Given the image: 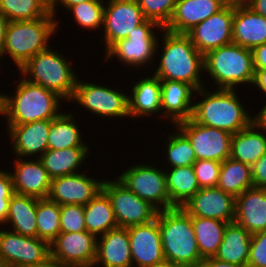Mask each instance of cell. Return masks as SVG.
Listing matches in <instances>:
<instances>
[{
    "instance_id": "cell-13",
    "label": "cell",
    "mask_w": 266,
    "mask_h": 267,
    "mask_svg": "<svg viewBox=\"0 0 266 267\" xmlns=\"http://www.w3.org/2000/svg\"><path fill=\"white\" fill-rule=\"evenodd\" d=\"M145 20L136 0H105L100 32L104 34L101 36V45L105 48L102 51L106 52L115 42L126 39Z\"/></svg>"
},
{
    "instance_id": "cell-41",
    "label": "cell",
    "mask_w": 266,
    "mask_h": 267,
    "mask_svg": "<svg viewBox=\"0 0 266 267\" xmlns=\"http://www.w3.org/2000/svg\"><path fill=\"white\" fill-rule=\"evenodd\" d=\"M146 20L156 22L165 28L170 22L176 0H136Z\"/></svg>"
},
{
    "instance_id": "cell-17",
    "label": "cell",
    "mask_w": 266,
    "mask_h": 267,
    "mask_svg": "<svg viewBox=\"0 0 266 267\" xmlns=\"http://www.w3.org/2000/svg\"><path fill=\"white\" fill-rule=\"evenodd\" d=\"M86 173V174H85ZM103 179L90 176L86 171L51 179L48 199L58 203L86 205L101 190Z\"/></svg>"
},
{
    "instance_id": "cell-37",
    "label": "cell",
    "mask_w": 266,
    "mask_h": 267,
    "mask_svg": "<svg viewBox=\"0 0 266 267\" xmlns=\"http://www.w3.org/2000/svg\"><path fill=\"white\" fill-rule=\"evenodd\" d=\"M171 128H173L172 133H167L164 137L167 141L165 144L162 143L165 150V153L162 154V159L165 158L163 164L165 166L167 164L165 168L193 165L197 159L190 141L177 127L173 126Z\"/></svg>"
},
{
    "instance_id": "cell-15",
    "label": "cell",
    "mask_w": 266,
    "mask_h": 267,
    "mask_svg": "<svg viewBox=\"0 0 266 267\" xmlns=\"http://www.w3.org/2000/svg\"><path fill=\"white\" fill-rule=\"evenodd\" d=\"M97 237L86 231L60 233L50 243V258L60 267H93Z\"/></svg>"
},
{
    "instance_id": "cell-44",
    "label": "cell",
    "mask_w": 266,
    "mask_h": 267,
    "mask_svg": "<svg viewBox=\"0 0 266 267\" xmlns=\"http://www.w3.org/2000/svg\"><path fill=\"white\" fill-rule=\"evenodd\" d=\"M247 267H266V230L251 235Z\"/></svg>"
},
{
    "instance_id": "cell-14",
    "label": "cell",
    "mask_w": 266,
    "mask_h": 267,
    "mask_svg": "<svg viewBox=\"0 0 266 267\" xmlns=\"http://www.w3.org/2000/svg\"><path fill=\"white\" fill-rule=\"evenodd\" d=\"M190 141L197 160L223 162L231 155L232 134L200 125L192 118L175 125Z\"/></svg>"
},
{
    "instance_id": "cell-8",
    "label": "cell",
    "mask_w": 266,
    "mask_h": 267,
    "mask_svg": "<svg viewBox=\"0 0 266 267\" xmlns=\"http://www.w3.org/2000/svg\"><path fill=\"white\" fill-rule=\"evenodd\" d=\"M164 28L151 20H145L142 24L134 29L126 39L115 42L104 54L102 58L104 62H109L112 59L118 60L125 68L142 70L154 65L156 58V46L159 33ZM159 30V31H158ZM156 32V33H155ZM146 65H149L146 67Z\"/></svg>"
},
{
    "instance_id": "cell-42",
    "label": "cell",
    "mask_w": 266,
    "mask_h": 267,
    "mask_svg": "<svg viewBox=\"0 0 266 267\" xmlns=\"http://www.w3.org/2000/svg\"><path fill=\"white\" fill-rule=\"evenodd\" d=\"M60 228L61 233L86 231L84 205H60Z\"/></svg>"
},
{
    "instance_id": "cell-25",
    "label": "cell",
    "mask_w": 266,
    "mask_h": 267,
    "mask_svg": "<svg viewBox=\"0 0 266 267\" xmlns=\"http://www.w3.org/2000/svg\"><path fill=\"white\" fill-rule=\"evenodd\" d=\"M232 43L251 50L266 43V17L255 13L242 0H234Z\"/></svg>"
},
{
    "instance_id": "cell-27",
    "label": "cell",
    "mask_w": 266,
    "mask_h": 267,
    "mask_svg": "<svg viewBox=\"0 0 266 267\" xmlns=\"http://www.w3.org/2000/svg\"><path fill=\"white\" fill-rule=\"evenodd\" d=\"M234 222L251 235L266 230V189L252 187L236 197Z\"/></svg>"
},
{
    "instance_id": "cell-57",
    "label": "cell",
    "mask_w": 266,
    "mask_h": 267,
    "mask_svg": "<svg viewBox=\"0 0 266 267\" xmlns=\"http://www.w3.org/2000/svg\"><path fill=\"white\" fill-rule=\"evenodd\" d=\"M2 100H3V92L0 91V116H2Z\"/></svg>"
},
{
    "instance_id": "cell-38",
    "label": "cell",
    "mask_w": 266,
    "mask_h": 267,
    "mask_svg": "<svg viewBox=\"0 0 266 267\" xmlns=\"http://www.w3.org/2000/svg\"><path fill=\"white\" fill-rule=\"evenodd\" d=\"M0 13L9 22L53 16L50 13V0H0Z\"/></svg>"
},
{
    "instance_id": "cell-7",
    "label": "cell",
    "mask_w": 266,
    "mask_h": 267,
    "mask_svg": "<svg viewBox=\"0 0 266 267\" xmlns=\"http://www.w3.org/2000/svg\"><path fill=\"white\" fill-rule=\"evenodd\" d=\"M68 58L63 52L49 46L33 56L18 71L27 81L55 92L69 103L79 76Z\"/></svg>"
},
{
    "instance_id": "cell-34",
    "label": "cell",
    "mask_w": 266,
    "mask_h": 267,
    "mask_svg": "<svg viewBox=\"0 0 266 267\" xmlns=\"http://www.w3.org/2000/svg\"><path fill=\"white\" fill-rule=\"evenodd\" d=\"M84 217L87 231L96 237L118 227L110 200L102 190L84 205Z\"/></svg>"
},
{
    "instance_id": "cell-32",
    "label": "cell",
    "mask_w": 266,
    "mask_h": 267,
    "mask_svg": "<svg viewBox=\"0 0 266 267\" xmlns=\"http://www.w3.org/2000/svg\"><path fill=\"white\" fill-rule=\"evenodd\" d=\"M76 116L78 115H74L73 112L63 111L58 117L51 120L47 142L48 149L89 147L87 141L84 140Z\"/></svg>"
},
{
    "instance_id": "cell-16",
    "label": "cell",
    "mask_w": 266,
    "mask_h": 267,
    "mask_svg": "<svg viewBox=\"0 0 266 267\" xmlns=\"http://www.w3.org/2000/svg\"><path fill=\"white\" fill-rule=\"evenodd\" d=\"M234 1L196 25L187 35L203 55L232 43Z\"/></svg>"
},
{
    "instance_id": "cell-5",
    "label": "cell",
    "mask_w": 266,
    "mask_h": 267,
    "mask_svg": "<svg viewBox=\"0 0 266 267\" xmlns=\"http://www.w3.org/2000/svg\"><path fill=\"white\" fill-rule=\"evenodd\" d=\"M58 33L57 19L54 16L8 22L0 62L7 56L19 70L33 56L51 46L50 40Z\"/></svg>"
},
{
    "instance_id": "cell-19",
    "label": "cell",
    "mask_w": 266,
    "mask_h": 267,
    "mask_svg": "<svg viewBox=\"0 0 266 267\" xmlns=\"http://www.w3.org/2000/svg\"><path fill=\"white\" fill-rule=\"evenodd\" d=\"M236 198L218 187L199 189L182 208L190 215L201 218L234 222Z\"/></svg>"
},
{
    "instance_id": "cell-50",
    "label": "cell",
    "mask_w": 266,
    "mask_h": 267,
    "mask_svg": "<svg viewBox=\"0 0 266 267\" xmlns=\"http://www.w3.org/2000/svg\"><path fill=\"white\" fill-rule=\"evenodd\" d=\"M196 267H240L239 265L218 260L215 257L203 258Z\"/></svg>"
},
{
    "instance_id": "cell-33",
    "label": "cell",
    "mask_w": 266,
    "mask_h": 267,
    "mask_svg": "<svg viewBox=\"0 0 266 267\" xmlns=\"http://www.w3.org/2000/svg\"><path fill=\"white\" fill-rule=\"evenodd\" d=\"M164 169L170 202L182 207L200 189L193 165Z\"/></svg>"
},
{
    "instance_id": "cell-22",
    "label": "cell",
    "mask_w": 266,
    "mask_h": 267,
    "mask_svg": "<svg viewBox=\"0 0 266 267\" xmlns=\"http://www.w3.org/2000/svg\"><path fill=\"white\" fill-rule=\"evenodd\" d=\"M160 81L162 120L175 126L192 118L196 90L187 83L174 80Z\"/></svg>"
},
{
    "instance_id": "cell-55",
    "label": "cell",
    "mask_w": 266,
    "mask_h": 267,
    "mask_svg": "<svg viewBox=\"0 0 266 267\" xmlns=\"http://www.w3.org/2000/svg\"><path fill=\"white\" fill-rule=\"evenodd\" d=\"M26 267H60L52 258L40 265L26 266Z\"/></svg>"
},
{
    "instance_id": "cell-45",
    "label": "cell",
    "mask_w": 266,
    "mask_h": 267,
    "mask_svg": "<svg viewBox=\"0 0 266 267\" xmlns=\"http://www.w3.org/2000/svg\"><path fill=\"white\" fill-rule=\"evenodd\" d=\"M252 181L255 188L266 189V153L252 166Z\"/></svg>"
},
{
    "instance_id": "cell-51",
    "label": "cell",
    "mask_w": 266,
    "mask_h": 267,
    "mask_svg": "<svg viewBox=\"0 0 266 267\" xmlns=\"http://www.w3.org/2000/svg\"><path fill=\"white\" fill-rule=\"evenodd\" d=\"M255 13L266 17V0H242Z\"/></svg>"
},
{
    "instance_id": "cell-43",
    "label": "cell",
    "mask_w": 266,
    "mask_h": 267,
    "mask_svg": "<svg viewBox=\"0 0 266 267\" xmlns=\"http://www.w3.org/2000/svg\"><path fill=\"white\" fill-rule=\"evenodd\" d=\"M222 162L196 160L193 164L198 185L201 188L217 187Z\"/></svg>"
},
{
    "instance_id": "cell-4",
    "label": "cell",
    "mask_w": 266,
    "mask_h": 267,
    "mask_svg": "<svg viewBox=\"0 0 266 267\" xmlns=\"http://www.w3.org/2000/svg\"><path fill=\"white\" fill-rule=\"evenodd\" d=\"M164 258L178 267H196L203 258L199 253L192 216L182 207L158 211Z\"/></svg>"
},
{
    "instance_id": "cell-18",
    "label": "cell",
    "mask_w": 266,
    "mask_h": 267,
    "mask_svg": "<svg viewBox=\"0 0 266 267\" xmlns=\"http://www.w3.org/2000/svg\"><path fill=\"white\" fill-rule=\"evenodd\" d=\"M133 267H154L165 260L158 214L153 221L128 227Z\"/></svg>"
},
{
    "instance_id": "cell-20",
    "label": "cell",
    "mask_w": 266,
    "mask_h": 267,
    "mask_svg": "<svg viewBox=\"0 0 266 267\" xmlns=\"http://www.w3.org/2000/svg\"><path fill=\"white\" fill-rule=\"evenodd\" d=\"M51 120L29 122L22 125H6L12 147L11 155L21 158H40L48 149ZM38 155V156H37Z\"/></svg>"
},
{
    "instance_id": "cell-35",
    "label": "cell",
    "mask_w": 266,
    "mask_h": 267,
    "mask_svg": "<svg viewBox=\"0 0 266 267\" xmlns=\"http://www.w3.org/2000/svg\"><path fill=\"white\" fill-rule=\"evenodd\" d=\"M217 187L235 198L253 186L252 167L232 159L224 160L221 164Z\"/></svg>"
},
{
    "instance_id": "cell-1",
    "label": "cell",
    "mask_w": 266,
    "mask_h": 267,
    "mask_svg": "<svg viewBox=\"0 0 266 267\" xmlns=\"http://www.w3.org/2000/svg\"><path fill=\"white\" fill-rule=\"evenodd\" d=\"M159 35L162 41L158 39L156 55L159 54L160 58L156 59L160 60L154 62L158 65L152 70L153 74L160 80L187 83L195 90L205 87L207 84L202 80L205 75L204 55L196 49L191 38L187 34H177L165 29Z\"/></svg>"
},
{
    "instance_id": "cell-21",
    "label": "cell",
    "mask_w": 266,
    "mask_h": 267,
    "mask_svg": "<svg viewBox=\"0 0 266 267\" xmlns=\"http://www.w3.org/2000/svg\"><path fill=\"white\" fill-rule=\"evenodd\" d=\"M10 170L14 192L39 199L47 198L51 178L39 158L15 157ZM13 170V171H12Z\"/></svg>"
},
{
    "instance_id": "cell-23",
    "label": "cell",
    "mask_w": 266,
    "mask_h": 267,
    "mask_svg": "<svg viewBox=\"0 0 266 267\" xmlns=\"http://www.w3.org/2000/svg\"><path fill=\"white\" fill-rule=\"evenodd\" d=\"M150 73V75H148ZM131 85L128 95V111L132 119H142L143 117L162 118L161 110V81L151 72L143 74ZM138 80V81H137ZM131 92V94H130Z\"/></svg>"
},
{
    "instance_id": "cell-28",
    "label": "cell",
    "mask_w": 266,
    "mask_h": 267,
    "mask_svg": "<svg viewBox=\"0 0 266 267\" xmlns=\"http://www.w3.org/2000/svg\"><path fill=\"white\" fill-rule=\"evenodd\" d=\"M91 147L47 149L39 158L51 179L82 171V165L91 156ZM90 156H89V155ZM82 168V169H81Z\"/></svg>"
},
{
    "instance_id": "cell-10",
    "label": "cell",
    "mask_w": 266,
    "mask_h": 267,
    "mask_svg": "<svg viewBox=\"0 0 266 267\" xmlns=\"http://www.w3.org/2000/svg\"><path fill=\"white\" fill-rule=\"evenodd\" d=\"M147 163L149 164L144 161V163L129 165L124 171L121 170L122 173L120 171L117 179L158 211L174 208L166 187L164 167L152 166L151 162Z\"/></svg>"
},
{
    "instance_id": "cell-54",
    "label": "cell",
    "mask_w": 266,
    "mask_h": 267,
    "mask_svg": "<svg viewBox=\"0 0 266 267\" xmlns=\"http://www.w3.org/2000/svg\"><path fill=\"white\" fill-rule=\"evenodd\" d=\"M9 200L0 201V226H3L6 222L8 215Z\"/></svg>"
},
{
    "instance_id": "cell-11",
    "label": "cell",
    "mask_w": 266,
    "mask_h": 267,
    "mask_svg": "<svg viewBox=\"0 0 266 267\" xmlns=\"http://www.w3.org/2000/svg\"><path fill=\"white\" fill-rule=\"evenodd\" d=\"M102 191L108 196L118 227L128 228L156 219L158 210L138 197L117 178L104 179Z\"/></svg>"
},
{
    "instance_id": "cell-46",
    "label": "cell",
    "mask_w": 266,
    "mask_h": 267,
    "mask_svg": "<svg viewBox=\"0 0 266 267\" xmlns=\"http://www.w3.org/2000/svg\"><path fill=\"white\" fill-rule=\"evenodd\" d=\"M13 180L10 171L0 168V201L10 200L14 194Z\"/></svg>"
},
{
    "instance_id": "cell-40",
    "label": "cell",
    "mask_w": 266,
    "mask_h": 267,
    "mask_svg": "<svg viewBox=\"0 0 266 267\" xmlns=\"http://www.w3.org/2000/svg\"><path fill=\"white\" fill-rule=\"evenodd\" d=\"M105 0H90L74 6L67 11L72 15L74 23L84 30L98 31L103 28Z\"/></svg>"
},
{
    "instance_id": "cell-24",
    "label": "cell",
    "mask_w": 266,
    "mask_h": 267,
    "mask_svg": "<svg viewBox=\"0 0 266 267\" xmlns=\"http://www.w3.org/2000/svg\"><path fill=\"white\" fill-rule=\"evenodd\" d=\"M233 1L234 0H176L173 16L164 29L177 34H187L196 25Z\"/></svg>"
},
{
    "instance_id": "cell-53",
    "label": "cell",
    "mask_w": 266,
    "mask_h": 267,
    "mask_svg": "<svg viewBox=\"0 0 266 267\" xmlns=\"http://www.w3.org/2000/svg\"><path fill=\"white\" fill-rule=\"evenodd\" d=\"M8 19L0 13V55L4 48V42L6 37V30L8 27Z\"/></svg>"
},
{
    "instance_id": "cell-49",
    "label": "cell",
    "mask_w": 266,
    "mask_h": 267,
    "mask_svg": "<svg viewBox=\"0 0 266 267\" xmlns=\"http://www.w3.org/2000/svg\"><path fill=\"white\" fill-rule=\"evenodd\" d=\"M252 85L251 87H256L255 90L258 89V91H261L259 93L266 96V69L255 70Z\"/></svg>"
},
{
    "instance_id": "cell-6",
    "label": "cell",
    "mask_w": 266,
    "mask_h": 267,
    "mask_svg": "<svg viewBox=\"0 0 266 267\" xmlns=\"http://www.w3.org/2000/svg\"><path fill=\"white\" fill-rule=\"evenodd\" d=\"M204 72L213 88H249L255 73L252 50L235 43L210 50L204 55Z\"/></svg>"
},
{
    "instance_id": "cell-3",
    "label": "cell",
    "mask_w": 266,
    "mask_h": 267,
    "mask_svg": "<svg viewBox=\"0 0 266 267\" xmlns=\"http://www.w3.org/2000/svg\"><path fill=\"white\" fill-rule=\"evenodd\" d=\"M19 78L15 83L14 94L3 93L2 116L6 119H3L5 124L22 125L52 120L64 111L62 102L65 100L58 94L27 81L21 75Z\"/></svg>"
},
{
    "instance_id": "cell-39",
    "label": "cell",
    "mask_w": 266,
    "mask_h": 267,
    "mask_svg": "<svg viewBox=\"0 0 266 267\" xmlns=\"http://www.w3.org/2000/svg\"><path fill=\"white\" fill-rule=\"evenodd\" d=\"M36 223L37 237L50 244L61 233L60 205L48 198L38 199Z\"/></svg>"
},
{
    "instance_id": "cell-2",
    "label": "cell",
    "mask_w": 266,
    "mask_h": 267,
    "mask_svg": "<svg viewBox=\"0 0 266 267\" xmlns=\"http://www.w3.org/2000/svg\"><path fill=\"white\" fill-rule=\"evenodd\" d=\"M196 90L192 119L200 125L234 134L253 122V114L243 105L237 89ZM199 95V96H198ZM199 97V99L197 97Z\"/></svg>"
},
{
    "instance_id": "cell-31",
    "label": "cell",
    "mask_w": 266,
    "mask_h": 267,
    "mask_svg": "<svg viewBox=\"0 0 266 267\" xmlns=\"http://www.w3.org/2000/svg\"><path fill=\"white\" fill-rule=\"evenodd\" d=\"M251 234L236 222L228 223L223 240L215 258L218 260L247 267Z\"/></svg>"
},
{
    "instance_id": "cell-30",
    "label": "cell",
    "mask_w": 266,
    "mask_h": 267,
    "mask_svg": "<svg viewBox=\"0 0 266 267\" xmlns=\"http://www.w3.org/2000/svg\"><path fill=\"white\" fill-rule=\"evenodd\" d=\"M38 199L14 193L9 200L8 215L3 227L23 236L37 237L36 209Z\"/></svg>"
},
{
    "instance_id": "cell-56",
    "label": "cell",
    "mask_w": 266,
    "mask_h": 267,
    "mask_svg": "<svg viewBox=\"0 0 266 267\" xmlns=\"http://www.w3.org/2000/svg\"><path fill=\"white\" fill-rule=\"evenodd\" d=\"M154 267H178V266L173 264L170 261L164 260V261L156 264Z\"/></svg>"
},
{
    "instance_id": "cell-52",
    "label": "cell",
    "mask_w": 266,
    "mask_h": 267,
    "mask_svg": "<svg viewBox=\"0 0 266 267\" xmlns=\"http://www.w3.org/2000/svg\"><path fill=\"white\" fill-rule=\"evenodd\" d=\"M266 103V102H265ZM259 112L253 113V121L266 132V104L261 109H257Z\"/></svg>"
},
{
    "instance_id": "cell-48",
    "label": "cell",
    "mask_w": 266,
    "mask_h": 267,
    "mask_svg": "<svg viewBox=\"0 0 266 267\" xmlns=\"http://www.w3.org/2000/svg\"><path fill=\"white\" fill-rule=\"evenodd\" d=\"M254 70L266 69V43L252 49Z\"/></svg>"
},
{
    "instance_id": "cell-26",
    "label": "cell",
    "mask_w": 266,
    "mask_h": 267,
    "mask_svg": "<svg viewBox=\"0 0 266 267\" xmlns=\"http://www.w3.org/2000/svg\"><path fill=\"white\" fill-rule=\"evenodd\" d=\"M93 267H133L127 228L116 227L97 237Z\"/></svg>"
},
{
    "instance_id": "cell-29",
    "label": "cell",
    "mask_w": 266,
    "mask_h": 267,
    "mask_svg": "<svg viewBox=\"0 0 266 267\" xmlns=\"http://www.w3.org/2000/svg\"><path fill=\"white\" fill-rule=\"evenodd\" d=\"M266 153V132L254 121L232 135L231 155L234 160L253 166Z\"/></svg>"
},
{
    "instance_id": "cell-12",
    "label": "cell",
    "mask_w": 266,
    "mask_h": 267,
    "mask_svg": "<svg viewBox=\"0 0 266 267\" xmlns=\"http://www.w3.org/2000/svg\"><path fill=\"white\" fill-rule=\"evenodd\" d=\"M50 259V244L38 237L23 236L0 226V266L26 267Z\"/></svg>"
},
{
    "instance_id": "cell-36",
    "label": "cell",
    "mask_w": 266,
    "mask_h": 267,
    "mask_svg": "<svg viewBox=\"0 0 266 267\" xmlns=\"http://www.w3.org/2000/svg\"><path fill=\"white\" fill-rule=\"evenodd\" d=\"M227 224L222 220L192 216V225L202 258L215 256Z\"/></svg>"
},
{
    "instance_id": "cell-47",
    "label": "cell",
    "mask_w": 266,
    "mask_h": 267,
    "mask_svg": "<svg viewBox=\"0 0 266 267\" xmlns=\"http://www.w3.org/2000/svg\"><path fill=\"white\" fill-rule=\"evenodd\" d=\"M85 1H90V0H50V13L57 19V30H59V23L61 21H59L60 17H57V13L58 11L61 10V8H65L62 10H65V12H67V10L71 7L74 6L76 4L85 2ZM60 6V7H59Z\"/></svg>"
},
{
    "instance_id": "cell-9",
    "label": "cell",
    "mask_w": 266,
    "mask_h": 267,
    "mask_svg": "<svg viewBox=\"0 0 266 267\" xmlns=\"http://www.w3.org/2000/svg\"><path fill=\"white\" fill-rule=\"evenodd\" d=\"M109 87L106 84L94 83L80 80L78 78L74 94L69 101L82 106L86 110L96 115L95 117L125 119L130 118L128 111V92L127 89ZM127 92V93H126ZM76 102V103H75Z\"/></svg>"
}]
</instances>
